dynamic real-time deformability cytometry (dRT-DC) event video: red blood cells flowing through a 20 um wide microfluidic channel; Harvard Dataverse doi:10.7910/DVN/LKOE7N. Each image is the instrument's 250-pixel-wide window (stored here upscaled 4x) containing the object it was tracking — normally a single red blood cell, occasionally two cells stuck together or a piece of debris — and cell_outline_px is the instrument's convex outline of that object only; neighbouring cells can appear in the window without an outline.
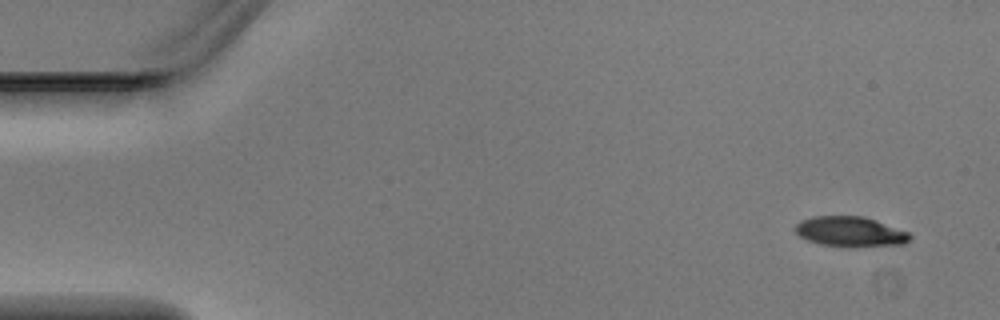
{"species": "Egyptian fruit bat (a non-hibernating species)", "species_latin": "Rousettus aegyptiacus", "temperature_condition": "warm", "stored_images_in_passage": 4, "camera_frame_rate_fps": 3000, "um_per_image_px": 0.085, "animal": {"sex": "male"}, "frame": {"image": 1, "passage_image": 1, "time_ms": 0.0, "image_size_px": [1000, 320], "cell_outline_px": [[912, 236], [904, 244], [856, 248], [848, 248], [820, 244], [808, 240], [800, 236], [796, 232], [796, 224], [800, 220], [812, 216], [864, 216], [876, 220], [908, 232]], "centroid_in_image_um": [72.28, 19.71], "position_along_channel_um": 12.7, "area_um2": 20.4}}
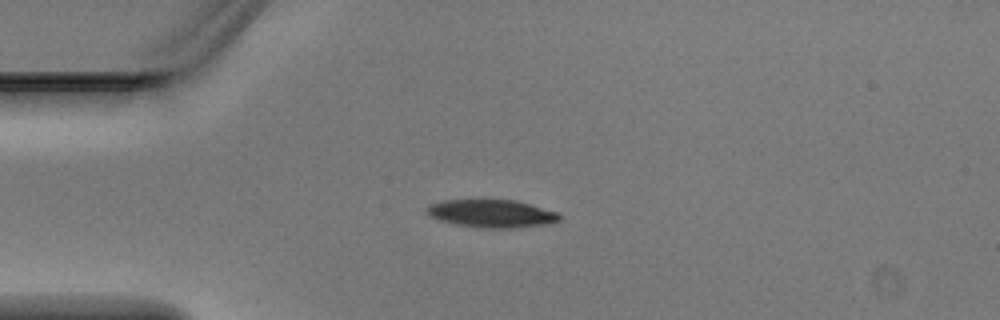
{"frame": {"image": 2, "passage_image": 3, "time_ms": 0.667, "image_size_px": [1000, 320], "cell_outline_px": [[560, 220], [548, 224], [508, 228], [480, 228], [456, 224], [440, 220], [428, 216], [424, 212], [424, 208], [428, 204], [440, 200], [516, 200], [560, 212]], "centroid_in_image_um": [41.75, 18.14], "position_along_channel_um": 43.3, "area_um2": 21.85}}
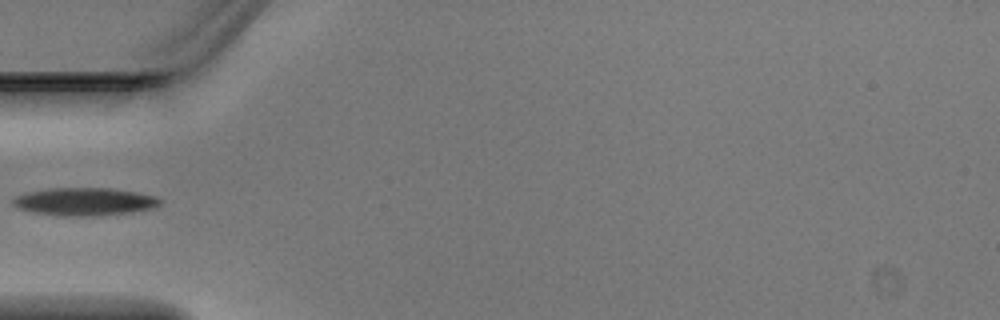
{"frame": {"image": 3, "passage_image": 4, "time_ms": 1.0, "image_size_px": [1000, 320], "cell_outline_px": [[164, 200], [160, 204], [152, 208], [132, 212], [84, 216], [76, 216], [36, 212], [20, 208], [12, 204], [12, 200], [16, 196], [24, 192], [48, 188], [108, 188], [136, 192], [156, 196]], "centroid_in_image_um": [7.21, 17.11], "position_along_channel_um": 77.8, "area_um2": 23.52}}